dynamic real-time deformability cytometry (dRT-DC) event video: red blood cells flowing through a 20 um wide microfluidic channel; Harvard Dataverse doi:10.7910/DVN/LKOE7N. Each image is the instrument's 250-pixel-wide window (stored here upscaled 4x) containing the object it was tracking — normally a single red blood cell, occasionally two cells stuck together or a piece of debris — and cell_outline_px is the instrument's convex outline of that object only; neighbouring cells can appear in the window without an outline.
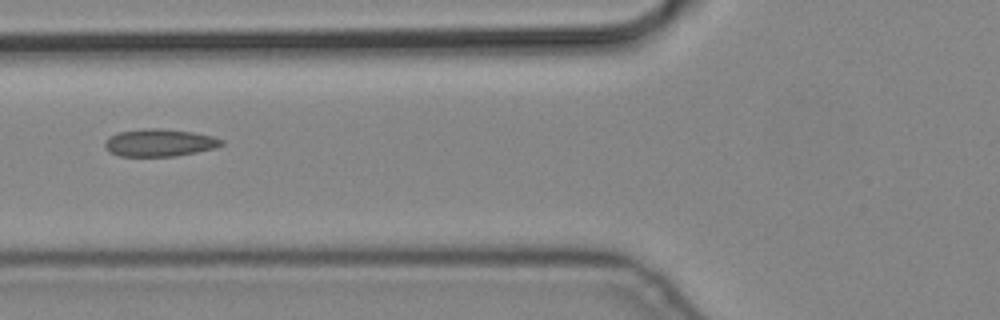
{"species": "common noctule bat (a hibernating species)", "species_latin": "Nyctalus noctula", "temperature_condition": "cold", "stored_images_in_passage": 3, "camera_frame_rate_fps": 3000, "um_per_image_px": 0.085, "animal": {"sex": "male", "body_mass_g": 19.2, "forearm_length_mm": 51.8}, "frame": {"image": 1, "passage_image": 3, "time_ms": 0.667, "image_size_px": [1000, 320], "cell_outline_px": [[224, 144], [216, 148], [176, 156], [120, 156], [108, 152], [104, 148], [104, 140], [120, 132], [144, 128], [160, 128], [192, 132], [212, 136], [224, 140]], "centroid_in_image_um": [13.55, 12.13], "position_along_channel_um": 112.2, "area_um2": 18.73}}